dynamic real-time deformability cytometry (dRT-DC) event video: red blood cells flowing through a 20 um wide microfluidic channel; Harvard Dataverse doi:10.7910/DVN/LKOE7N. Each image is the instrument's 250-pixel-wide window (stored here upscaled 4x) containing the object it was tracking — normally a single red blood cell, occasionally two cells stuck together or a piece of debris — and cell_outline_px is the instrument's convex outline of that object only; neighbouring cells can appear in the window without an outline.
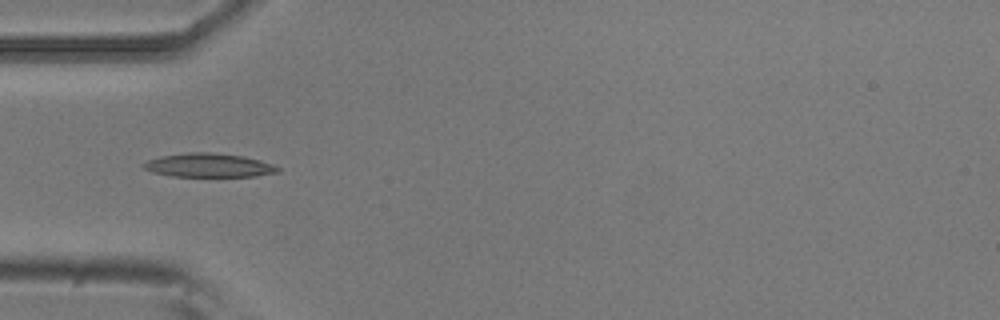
{"species": "common noctule bat (a hibernating species)", "species_latin": "Nyctalus noctula", "temperature_condition": "room temperature", "stored_images_in_passage": 1, "camera_frame_rate_fps": 3000, "um_per_image_px": 0.085, "animal": {"sex": "male", "body_mass_g": 20.5, "forearm_length_mm": 52.5}, "frame": {"image": 1, "passage_image": 1, "time_ms": 0.0, "image_size_px": [1000, 320], "cell_outline_px": [[280, 172], [256, 176], [172, 176], [152, 172], [144, 168], [140, 164], [148, 160], [160, 156], [188, 152], [208, 152], [240, 156], [260, 160], [272, 164], [280, 168]], "centroid_in_image_um": [17.72, 14.05], "position_along_channel_um": 67.3, "area_um2": 18.5}}